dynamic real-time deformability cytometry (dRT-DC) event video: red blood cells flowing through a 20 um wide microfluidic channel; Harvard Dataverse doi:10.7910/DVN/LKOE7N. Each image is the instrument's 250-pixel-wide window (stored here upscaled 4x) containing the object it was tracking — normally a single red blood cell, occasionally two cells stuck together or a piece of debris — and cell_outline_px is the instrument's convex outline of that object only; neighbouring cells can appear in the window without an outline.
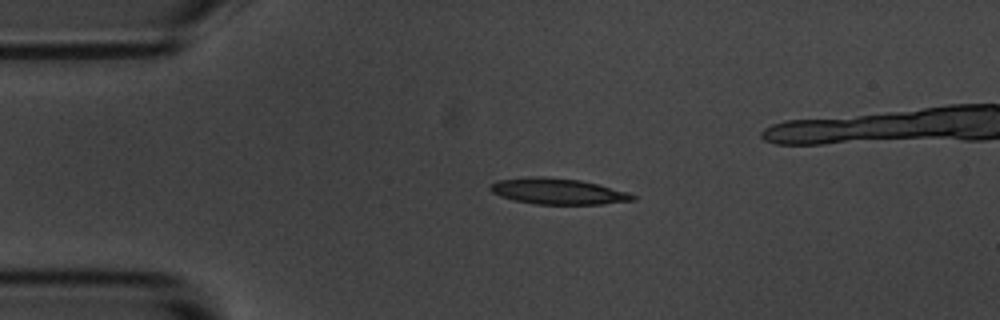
{"species": "common noctule bat (a hibernating species)", "species_latin": "Nyctalus noctula", "temperature_condition": "room temperature", "stored_images_in_passage": 3, "camera_frame_rate_fps": 3000, "um_per_image_px": 0.085, "animal": {"sex": "male", "body_mass_g": 20.1, "forearm_length_mm": 53.5}, "frame": {"image": 1, "passage_image": 2, "time_ms": 1.333, "image_size_px": [1000, 320], "cell_outline_px": [[636, 200], [600, 204], [536, 204], [516, 200], [500, 196], [492, 192], [488, 188], [492, 184], [500, 180], [532, 176], [544, 176], [580, 180], [628, 192], [636, 196]], "centroid_in_image_um": [47.43, 16.26], "position_along_channel_um": 37.6, "area_um2": 21.33}}